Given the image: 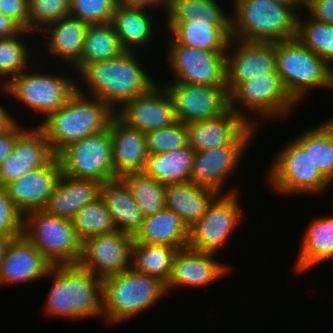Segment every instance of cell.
<instances>
[{
	"label": "cell",
	"mask_w": 333,
	"mask_h": 333,
	"mask_svg": "<svg viewBox=\"0 0 333 333\" xmlns=\"http://www.w3.org/2000/svg\"><path fill=\"white\" fill-rule=\"evenodd\" d=\"M109 130L115 176L142 172L148 157L145 133L127 127L116 116L111 120Z\"/></svg>",
	"instance_id": "cell-25"
},
{
	"label": "cell",
	"mask_w": 333,
	"mask_h": 333,
	"mask_svg": "<svg viewBox=\"0 0 333 333\" xmlns=\"http://www.w3.org/2000/svg\"><path fill=\"white\" fill-rule=\"evenodd\" d=\"M223 9L217 0H167L165 22L201 19L211 25H230V14Z\"/></svg>",
	"instance_id": "cell-37"
},
{
	"label": "cell",
	"mask_w": 333,
	"mask_h": 333,
	"mask_svg": "<svg viewBox=\"0 0 333 333\" xmlns=\"http://www.w3.org/2000/svg\"><path fill=\"white\" fill-rule=\"evenodd\" d=\"M133 236L114 231L82 242L78 265L104 279L131 268Z\"/></svg>",
	"instance_id": "cell-15"
},
{
	"label": "cell",
	"mask_w": 333,
	"mask_h": 333,
	"mask_svg": "<svg viewBox=\"0 0 333 333\" xmlns=\"http://www.w3.org/2000/svg\"><path fill=\"white\" fill-rule=\"evenodd\" d=\"M292 2L293 4H302V0H287Z\"/></svg>",
	"instance_id": "cell-54"
},
{
	"label": "cell",
	"mask_w": 333,
	"mask_h": 333,
	"mask_svg": "<svg viewBox=\"0 0 333 333\" xmlns=\"http://www.w3.org/2000/svg\"><path fill=\"white\" fill-rule=\"evenodd\" d=\"M188 146L195 152L228 144H251L258 129L230 108L221 116L186 123Z\"/></svg>",
	"instance_id": "cell-16"
},
{
	"label": "cell",
	"mask_w": 333,
	"mask_h": 333,
	"mask_svg": "<svg viewBox=\"0 0 333 333\" xmlns=\"http://www.w3.org/2000/svg\"><path fill=\"white\" fill-rule=\"evenodd\" d=\"M109 128L64 148L57 158L65 176L90 179L103 184L116 179Z\"/></svg>",
	"instance_id": "cell-11"
},
{
	"label": "cell",
	"mask_w": 333,
	"mask_h": 333,
	"mask_svg": "<svg viewBox=\"0 0 333 333\" xmlns=\"http://www.w3.org/2000/svg\"><path fill=\"white\" fill-rule=\"evenodd\" d=\"M164 25L177 44L204 51H227L231 40L230 25H211L201 19Z\"/></svg>",
	"instance_id": "cell-29"
},
{
	"label": "cell",
	"mask_w": 333,
	"mask_h": 333,
	"mask_svg": "<svg viewBox=\"0 0 333 333\" xmlns=\"http://www.w3.org/2000/svg\"><path fill=\"white\" fill-rule=\"evenodd\" d=\"M48 277L53 279L44 306L45 314L74 320L103 317L101 278L78 264L52 266Z\"/></svg>",
	"instance_id": "cell-3"
},
{
	"label": "cell",
	"mask_w": 333,
	"mask_h": 333,
	"mask_svg": "<svg viewBox=\"0 0 333 333\" xmlns=\"http://www.w3.org/2000/svg\"><path fill=\"white\" fill-rule=\"evenodd\" d=\"M32 33L29 30H22L18 35L0 38V80L5 85L12 77L30 68L29 60L33 58L30 48L27 45L25 36ZM25 38V39H24ZM32 56V57H31Z\"/></svg>",
	"instance_id": "cell-39"
},
{
	"label": "cell",
	"mask_w": 333,
	"mask_h": 333,
	"mask_svg": "<svg viewBox=\"0 0 333 333\" xmlns=\"http://www.w3.org/2000/svg\"><path fill=\"white\" fill-rule=\"evenodd\" d=\"M72 223L81 242L117 231L111 214L101 197L79 210L73 217Z\"/></svg>",
	"instance_id": "cell-41"
},
{
	"label": "cell",
	"mask_w": 333,
	"mask_h": 333,
	"mask_svg": "<svg viewBox=\"0 0 333 333\" xmlns=\"http://www.w3.org/2000/svg\"><path fill=\"white\" fill-rule=\"evenodd\" d=\"M145 217L160 212L165 207L166 186L143 172L128 173L120 177Z\"/></svg>",
	"instance_id": "cell-38"
},
{
	"label": "cell",
	"mask_w": 333,
	"mask_h": 333,
	"mask_svg": "<svg viewBox=\"0 0 333 333\" xmlns=\"http://www.w3.org/2000/svg\"><path fill=\"white\" fill-rule=\"evenodd\" d=\"M294 139L309 152L314 165L333 184V118L307 128Z\"/></svg>",
	"instance_id": "cell-34"
},
{
	"label": "cell",
	"mask_w": 333,
	"mask_h": 333,
	"mask_svg": "<svg viewBox=\"0 0 333 333\" xmlns=\"http://www.w3.org/2000/svg\"><path fill=\"white\" fill-rule=\"evenodd\" d=\"M0 12L29 30L28 0H0Z\"/></svg>",
	"instance_id": "cell-46"
},
{
	"label": "cell",
	"mask_w": 333,
	"mask_h": 333,
	"mask_svg": "<svg viewBox=\"0 0 333 333\" xmlns=\"http://www.w3.org/2000/svg\"><path fill=\"white\" fill-rule=\"evenodd\" d=\"M28 10L29 31L40 32L70 14V0H28Z\"/></svg>",
	"instance_id": "cell-42"
},
{
	"label": "cell",
	"mask_w": 333,
	"mask_h": 333,
	"mask_svg": "<svg viewBox=\"0 0 333 333\" xmlns=\"http://www.w3.org/2000/svg\"><path fill=\"white\" fill-rule=\"evenodd\" d=\"M115 116L127 127L147 133L177 122L172 100L166 89L156 84L148 93L125 102Z\"/></svg>",
	"instance_id": "cell-18"
},
{
	"label": "cell",
	"mask_w": 333,
	"mask_h": 333,
	"mask_svg": "<svg viewBox=\"0 0 333 333\" xmlns=\"http://www.w3.org/2000/svg\"><path fill=\"white\" fill-rule=\"evenodd\" d=\"M302 8L312 19L333 24V0H305Z\"/></svg>",
	"instance_id": "cell-47"
},
{
	"label": "cell",
	"mask_w": 333,
	"mask_h": 333,
	"mask_svg": "<svg viewBox=\"0 0 333 333\" xmlns=\"http://www.w3.org/2000/svg\"><path fill=\"white\" fill-rule=\"evenodd\" d=\"M296 105L277 72L257 75L239 84L229 94V108L258 130L262 118L273 121L283 119L290 116ZM249 112L255 113L256 117H249Z\"/></svg>",
	"instance_id": "cell-6"
},
{
	"label": "cell",
	"mask_w": 333,
	"mask_h": 333,
	"mask_svg": "<svg viewBox=\"0 0 333 333\" xmlns=\"http://www.w3.org/2000/svg\"><path fill=\"white\" fill-rule=\"evenodd\" d=\"M303 234L294 271L300 275L319 263L333 261V215L315 216Z\"/></svg>",
	"instance_id": "cell-27"
},
{
	"label": "cell",
	"mask_w": 333,
	"mask_h": 333,
	"mask_svg": "<svg viewBox=\"0 0 333 333\" xmlns=\"http://www.w3.org/2000/svg\"><path fill=\"white\" fill-rule=\"evenodd\" d=\"M61 174L59 160L53 156L44 166L9 182L5 188L15 207L24 215L44 208Z\"/></svg>",
	"instance_id": "cell-22"
},
{
	"label": "cell",
	"mask_w": 333,
	"mask_h": 333,
	"mask_svg": "<svg viewBox=\"0 0 333 333\" xmlns=\"http://www.w3.org/2000/svg\"><path fill=\"white\" fill-rule=\"evenodd\" d=\"M89 24L80 19L67 15L60 20L48 24L43 30L37 32L45 36L48 52L52 58L60 59L63 63L73 68L82 57L83 44ZM47 38V39H46Z\"/></svg>",
	"instance_id": "cell-24"
},
{
	"label": "cell",
	"mask_w": 333,
	"mask_h": 333,
	"mask_svg": "<svg viewBox=\"0 0 333 333\" xmlns=\"http://www.w3.org/2000/svg\"><path fill=\"white\" fill-rule=\"evenodd\" d=\"M23 233V214L15 207L5 186L0 185V235L10 239Z\"/></svg>",
	"instance_id": "cell-45"
},
{
	"label": "cell",
	"mask_w": 333,
	"mask_h": 333,
	"mask_svg": "<svg viewBox=\"0 0 333 333\" xmlns=\"http://www.w3.org/2000/svg\"><path fill=\"white\" fill-rule=\"evenodd\" d=\"M239 195L238 192L218 194L214 198L206 213L189 228L188 248L213 254L219 252L243 218Z\"/></svg>",
	"instance_id": "cell-12"
},
{
	"label": "cell",
	"mask_w": 333,
	"mask_h": 333,
	"mask_svg": "<svg viewBox=\"0 0 333 333\" xmlns=\"http://www.w3.org/2000/svg\"><path fill=\"white\" fill-rule=\"evenodd\" d=\"M118 0H70V16L89 25L111 23Z\"/></svg>",
	"instance_id": "cell-44"
},
{
	"label": "cell",
	"mask_w": 333,
	"mask_h": 333,
	"mask_svg": "<svg viewBox=\"0 0 333 333\" xmlns=\"http://www.w3.org/2000/svg\"><path fill=\"white\" fill-rule=\"evenodd\" d=\"M22 30L16 21L0 12V38L18 35Z\"/></svg>",
	"instance_id": "cell-50"
},
{
	"label": "cell",
	"mask_w": 333,
	"mask_h": 333,
	"mask_svg": "<svg viewBox=\"0 0 333 333\" xmlns=\"http://www.w3.org/2000/svg\"><path fill=\"white\" fill-rule=\"evenodd\" d=\"M118 2L126 8L143 9L147 11L152 9L151 11L153 13L155 8L157 10L161 7L162 11L164 9L165 14L167 12V0H118Z\"/></svg>",
	"instance_id": "cell-49"
},
{
	"label": "cell",
	"mask_w": 333,
	"mask_h": 333,
	"mask_svg": "<svg viewBox=\"0 0 333 333\" xmlns=\"http://www.w3.org/2000/svg\"><path fill=\"white\" fill-rule=\"evenodd\" d=\"M124 52L111 23L89 25L83 44L82 57L73 67L75 69L73 74L76 75V72L87 63L112 60L120 57Z\"/></svg>",
	"instance_id": "cell-35"
},
{
	"label": "cell",
	"mask_w": 333,
	"mask_h": 333,
	"mask_svg": "<svg viewBox=\"0 0 333 333\" xmlns=\"http://www.w3.org/2000/svg\"><path fill=\"white\" fill-rule=\"evenodd\" d=\"M20 122H17L9 131L0 134V164L12 154L16 138L27 128Z\"/></svg>",
	"instance_id": "cell-48"
},
{
	"label": "cell",
	"mask_w": 333,
	"mask_h": 333,
	"mask_svg": "<svg viewBox=\"0 0 333 333\" xmlns=\"http://www.w3.org/2000/svg\"><path fill=\"white\" fill-rule=\"evenodd\" d=\"M17 122L16 117L0 105V134L9 131Z\"/></svg>",
	"instance_id": "cell-51"
},
{
	"label": "cell",
	"mask_w": 333,
	"mask_h": 333,
	"mask_svg": "<svg viewBox=\"0 0 333 333\" xmlns=\"http://www.w3.org/2000/svg\"><path fill=\"white\" fill-rule=\"evenodd\" d=\"M101 183L61 174L42 210L50 215L72 220L87 204L100 197Z\"/></svg>",
	"instance_id": "cell-26"
},
{
	"label": "cell",
	"mask_w": 333,
	"mask_h": 333,
	"mask_svg": "<svg viewBox=\"0 0 333 333\" xmlns=\"http://www.w3.org/2000/svg\"><path fill=\"white\" fill-rule=\"evenodd\" d=\"M178 248L163 244L132 245L131 268L136 272L159 278L167 283Z\"/></svg>",
	"instance_id": "cell-36"
},
{
	"label": "cell",
	"mask_w": 333,
	"mask_h": 333,
	"mask_svg": "<svg viewBox=\"0 0 333 333\" xmlns=\"http://www.w3.org/2000/svg\"><path fill=\"white\" fill-rule=\"evenodd\" d=\"M31 72V73H30ZM40 72V73H39ZM34 72L31 68L12 77L2 91L45 119L51 112L63 107L77 91V80L68 75ZM74 78V79H73ZM23 105V106H22Z\"/></svg>",
	"instance_id": "cell-8"
},
{
	"label": "cell",
	"mask_w": 333,
	"mask_h": 333,
	"mask_svg": "<svg viewBox=\"0 0 333 333\" xmlns=\"http://www.w3.org/2000/svg\"><path fill=\"white\" fill-rule=\"evenodd\" d=\"M231 39L275 43L296 37L303 4L287 0H232Z\"/></svg>",
	"instance_id": "cell-2"
},
{
	"label": "cell",
	"mask_w": 333,
	"mask_h": 333,
	"mask_svg": "<svg viewBox=\"0 0 333 333\" xmlns=\"http://www.w3.org/2000/svg\"><path fill=\"white\" fill-rule=\"evenodd\" d=\"M250 144H228L194 153L190 182L214 189L218 194L238 192L234 188L223 191ZM230 176V177H229ZM224 185V186H223Z\"/></svg>",
	"instance_id": "cell-19"
},
{
	"label": "cell",
	"mask_w": 333,
	"mask_h": 333,
	"mask_svg": "<svg viewBox=\"0 0 333 333\" xmlns=\"http://www.w3.org/2000/svg\"><path fill=\"white\" fill-rule=\"evenodd\" d=\"M167 36L170 47L166 60L175 76L172 82L226 88V51H204L179 45Z\"/></svg>",
	"instance_id": "cell-13"
},
{
	"label": "cell",
	"mask_w": 333,
	"mask_h": 333,
	"mask_svg": "<svg viewBox=\"0 0 333 333\" xmlns=\"http://www.w3.org/2000/svg\"><path fill=\"white\" fill-rule=\"evenodd\" d=\"M329 88L330 90L333 89V60L327 62L326 65V80H325L324 89L329 90Z\"/></svg>",
	"instance_id": "cell-52"
},
{
	"label": "cell",
	"mask_w": 333,
	"mask_h": 333,
	"mask_svg": "<svg viewBox=\"0 0 333 333\" xmlns=\"http://www.w3.org/2000/svg\"><path fill=\"white\" fill-rule=\"evenodd\" d=\"M275 52L277 73L297 106L311 90L324 88L327 63L296 37L275 42Z\"/></svg>",
	"instance_id": "cell-9"
},
{
	"label": "cell",
	"mask_w": 333,
	"mask_h": 333,
	"mask_svg": "<svg viewBox=\"0 0 333 333\" xmlns=\"http://www.w3.org/2000/svg\"><path fill=\"white\" fill-rule=\"evenodd\" d=\"M138 55L136 51H125L118 58L83 65L76 72L81 80L77 79V91L97 97L116 112L125 102L148 93L159 84L146 73Z\"/></svg>",
	"instance_id": "cell-1"
},
{
	"label": "cell",
	"mask_w": 333,
	"mask_h": 333,
	"mask_svg": "<svg viewBox=\"0 0 333 333\" xmlns=\"http://www.w3.org/2000/svg\"><path fill=\"white\" fill-rule=\"evenodd\" d=\"M150 12L152 11L126 8L120 3L116 5L111 24L125 51L137 52L139 48L143 50L150 46L153 38L156 39L153 35L156 33L154 27L157 21H154L156 17H152L154 14Z\"/></svg>",
	"instance_id": "cell-28"
},
{
	"label": "cell",
	"mask_w": 333,
	"mask_h": 333,
	"mask_svg": "<svg viewBox=\"0 0 333 333\" xmlns=\"http://www.w3.org/2000/svg\"><path fill=\"white\" fill-rule=\"evenodd\" d=\"M53 156L43 131L37 125L27 127L16 138L12 154L0 164V185L44 166Z\"/></svg>",
	"instance_id": "cell-23"
},
{
	"label": "cell",
	"mask_w": 333,
	"mask_h": 333,
	"mask_svg": "<svg viewBox=\"0 0 333 333\" xmlns=\"http://www.w3.org/2000/svg\"><path fill=\"white\" fill-rule=\"evenodd\" d=\"M9 241H10V238L0 235V268H1V264L3 262L4 254H5Z\"/></svg>",
	"instance_id": "cell-53"
},
{
	"label": "cell",
	"mask_w": 333,
	"mask_h": 333,
	"mask_svg": "<svg viewBox=\"0 0 333 333\" xmlns=\"http://www.w3.org/2000/svg\"><path fill=\"white\" fill-rule=\"evenodd\" d=\"M302 11L298 14L296 38L326 63L332 61L333 24L317 21L308 15L303 17Z\"/></svg>",
	"instance_id": "cell-40"
},
{
	"label": "cell",
	"mask_w": 333,
	"mask_h": 333,
	"mask_svg": "<svg viewBox=\"0 0 333 333\" xmlns=\"http://www.w3.org/2000/svg\"><path fill=\"white\" fill-rule=\"evenodd\" d=\"M52 264L23 234L10 239L0 268V286L36 282L47 277Z\"/></svg>",
	"instance_id": "cell-21"
},
{
	"label": "cell",
	"mask_w": 333,
	"mask_h": 333,
	"mask_svg": "<svg viewBox=\"0 0 333 333\" xmlns=\"http://www.w3.org/2000/svg\"><path fill=\"white\" fill-rule=\"evenodd\" d=\"M278 152L267 172L268 183L278 193L323 195L331 187L332 184L314 165L309 152L295 139L283 145Z\"/></svg>",
	"instance_id": "cell-10"
},
{
	"label": "cell",
	"mask_w": 333,
	"mask_h": 333,
	"mask_svg": "<svg viewBox=\"0 0 333 333\" xmlns=\"http://www.w3.org/2000/svg\"><path fill=\"white\" fill-rule=\"evenodd\" d=\"M189 229L172 210L164 207L160 212L144 218L133 236L135 243L163 244L179 250L187 247Z\"/></svg>",
	"instance_id": "cell-31"
},
{
	"label": "cell",
	"mask_w": 333,
	"mask_h": 333,
	"mask_svg": "<svg viewBox=\"0 0 333 333\" xmlns=\"http://www.w3.org/2000/svg\"><path fill=\"white\" fill-rule=\"evenodd\" d=\"M148 154L167 153L188 145L186 123L177 121L172 126L145 133Z\"/></svg>",
	"instance_id": "cell-43"
},
{
	"label": "cell",
	"mask_w": 333,
	"mask_h": 333,
	"mask_svg": "<svg viewBox=\"0 0 333 333\" xmlns=\"http://www.w3.org/2000/svg\"><path fill=\"white\" fill-rule=\"evenodd\" d=\"M162 86L172 100L179 122L190 123L217 118L229 109L226 88L171 81Z\"/></svg>",
	"instance_id": "cell-14"
},
{
	"label": "cell",
	"mask_w": 333,
	"mask_h": 333,
	"mask_svg": "<svg viewBox=\"0 0 333 333\" xmlns=\"http://www.w3.org/2000/svg\"><path fill=\"white\" fill-rule=\"evenodd\" d=\"M100 197L111 214L116 230L134 236L145 216L127 184L116 178L101 184Z\"/></svg>",
	"instance_id": "cell-30"
},
{
	"label": "cell",
	"mask_w": 333,
	"mask_h": 333,
	"mask_svg": "<svg viewBox=\"0 0 333 333\" xmlns=\"http://www.w3.org/2000/svg\"><path fill=\"white\" fill-rule=\"evenodd\" d=\"M115 111L97 97L76 91L60 109L51 112L37 126L57 156L64 148L109 128Z\"/></svg>",
	"instance_id": "cell-4"
},
{
	"label": "cell",
	"mask_w": 333,
	"mask_h": 333,
	"mask_svg": "<svg viewBox=\"0 0 333 333\" xmlns=\"http://www.w3.org/2000/svg\"><path fill=\"white\" fill-rule=\"evenodd\" d=\"M167 294L159 278L136 272H124L102 279L103 318L121 324L150 309Z\"/></svg>",
	"instance_id": "cell-5"
},
{
	"label": "cell",
	"mask_w": 333,
	"mask_h": 333,
	"mask_svg": "<svg viewBox=\"0 0 333 333\" xmlns=\"http://www.w3.org/2000/svg\"><path fill=\"white\" fill-rule=\"evenodd\" d=\"M216 254L188 247L180 249L173 261L170 277L165 284L167 294L180 287H202L225 277L231 269L216 260Z\"/></svg>",
	"instance_id": "cell-20"
},
{
	"label": "cell",
	"mask_w": 333,
	"mask_h": 333,
	"mask_svg": "<svg viewBox=\"0 0 333 333\" xmlns=\"http://www.w3.org/2000/svg\"><path fill=\"white\" fill-rule=\"evenodd\" d=\"M225 70L228 95L239 84L257 75L277 72L275 43L231 39L226 51Z\"/></svg>",
	"instance_id": "cell-17"
},
{
	"label": "cell",
	"mask_w": 333,
	"mask_h": 333,
	"mask_svg": "<svg viewBox=\"0 0 333 333\" xmlns=\"http://www.w3.org/2000/svg\"><path fill=\"white\" fill-rule=\"evenodd\" d=\"M218 193L193 182L166 186L165 207L174 211L191 228L205 213Z\"/></svg>",
	"instance_id": "cell-32"
},
{
	"label": "cell",
	"mask_w": 333,
	"mask_h": 333,
	"mask_svg": "<svg viewBox=\"0 0 333 333\" xmlns=\"http://www.w3.org/2000/svg\"><path fill=\"white\" fill-rule=\"evenodd\" d=\"M53 265H75L81 257L82 242L72 220L33 210L23 215V233Z\"/></svg>",
	"instance_id": "cell-7"
},
{
	"label": "cell",
	"mask_w": 333,
	"mask_h": 333,
	"mask_svg": "<svg viewBox=\"0 0 333 333\" xmlns=\"http://www.w3.org/2000/svg\"><path fill=\"white\" fill-rule=\"evenodd\" d=\"M194 153L187 145L167 153L148 154L142 172L164 186L190 182Z\"/></svg>",
	"instance_id": "cell-33"
}]
</instances>
